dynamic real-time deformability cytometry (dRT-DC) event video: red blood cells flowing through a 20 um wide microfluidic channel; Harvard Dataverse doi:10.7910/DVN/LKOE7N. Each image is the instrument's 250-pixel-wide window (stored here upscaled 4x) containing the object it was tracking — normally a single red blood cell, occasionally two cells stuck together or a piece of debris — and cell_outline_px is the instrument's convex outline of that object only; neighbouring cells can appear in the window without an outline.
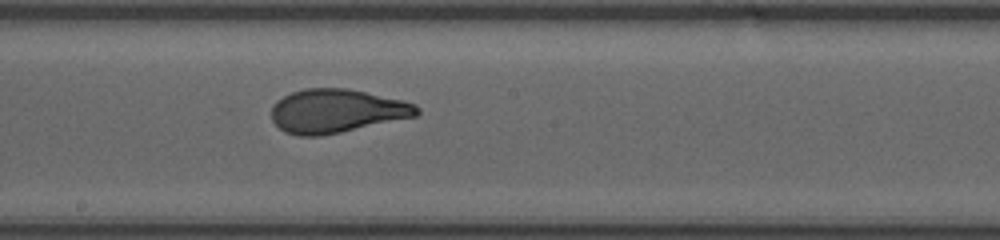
{"species": "human", "species_latin": "Homo sapiens", "temperature_condition": "room temperature", "stored_images_in_passage": 13, "camera_frame_rate_fps": 3000, "um_per_image_px": 0.085, "donor": {"sex": "female"}, "frame": {"image": 1, "passage_image": 13, "time_ms": 10.667, "image_size_px": [1000, 240], "cell_outline_px": [[420, 112], [416, 116], [340, 132], [320, 136], [300, 136], [284, 132], [272, 120], [272, 104], [276, 100], [292, 92], [304, 88], [344, 88], [404, 100], [416, 104], [420, 108]], "centroid_in_image_um": [28.6, 9.43], "position_along_channel_um": 219.6, "area_um2": 36.88}}